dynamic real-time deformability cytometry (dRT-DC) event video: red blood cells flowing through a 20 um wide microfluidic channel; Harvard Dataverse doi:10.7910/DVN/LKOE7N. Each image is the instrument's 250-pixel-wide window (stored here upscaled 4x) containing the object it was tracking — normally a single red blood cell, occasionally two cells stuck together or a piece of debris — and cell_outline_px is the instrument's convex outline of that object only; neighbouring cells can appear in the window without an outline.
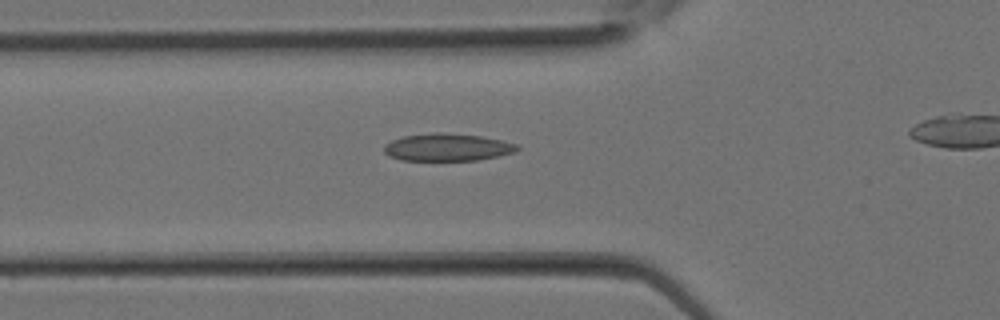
{"species": "Egyptian fruit bat (a non-hibernating species)", "species_latin": "Rousettus aegyptiacus", "temperature_condition": "room temperature", "stored_images_in_passage": 14, "camera_frame_rate_fps": 3000, "um_per_image_px": 0.085, "animal": {"sex": "female"}, "frame": {"image": 1, "passage_image": 5, "time_ms": 1.333, "image_size_px": [1000, 320], "cell_outline_px": [[520, 148], [512, 152], [500, 156], [476, 160], [400, 160], [388, 156], [384, 152], [384, 144], [392, 140], [404, 136], [436, 132], [480, 136], [500, 140], [516, 144]], "centroid_in_image_um": [37.98, 12.52], "position_along_channel_um": 87.8, "area_um2": 21.1}}
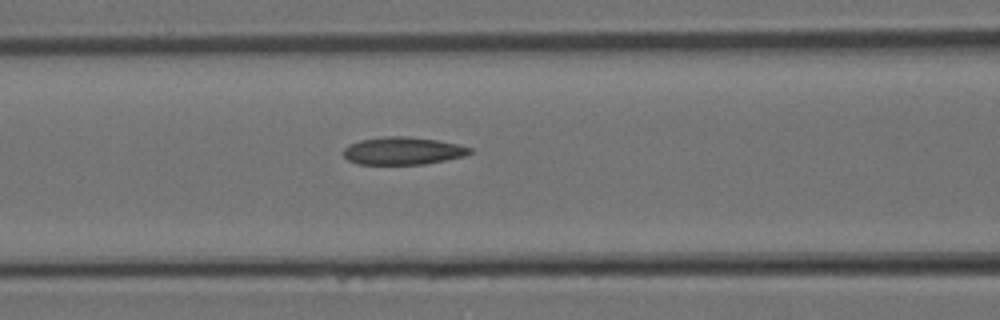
{"frame": {"image": 2, "passage_image": 7, "time_ms": 2.0, "image_size_px": [1000, 320], "cell_outline_px": [[472, 152], [464, 156], [424, 164], [356, 164], [348, 160], [344, 156], [344, 148], [348, 144], [360, 140], [384, 136], [404, 136], [436, 140], [460, 144], [472, 148]], "centroid_in_image_um": [34.23, 12.82], "position_along_channel_um": 132.4, "area_um2": 20.35}}
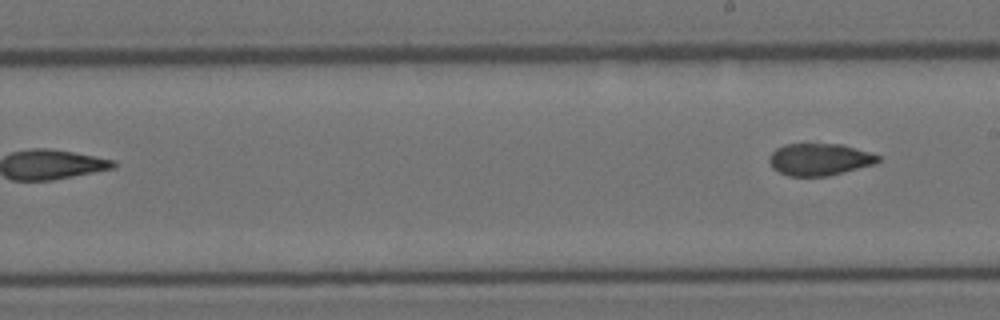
{"frame": {"image": 3, "passage_image": 14, "time_ms": 4.333, "image_size_px": [1000, 320], "cell_outline_px": [[880, 160], [872, 164], [828, 176], [788, 176], [772, 168], [768, 160], [768, 156], [776, 148], [784, 144], [840, 144], [868, 152], [880, 156]], "centroid_in_image_um": [69.59, 13.55], "position_along_channel_um": 219.4, "area_um2": 20.11}}